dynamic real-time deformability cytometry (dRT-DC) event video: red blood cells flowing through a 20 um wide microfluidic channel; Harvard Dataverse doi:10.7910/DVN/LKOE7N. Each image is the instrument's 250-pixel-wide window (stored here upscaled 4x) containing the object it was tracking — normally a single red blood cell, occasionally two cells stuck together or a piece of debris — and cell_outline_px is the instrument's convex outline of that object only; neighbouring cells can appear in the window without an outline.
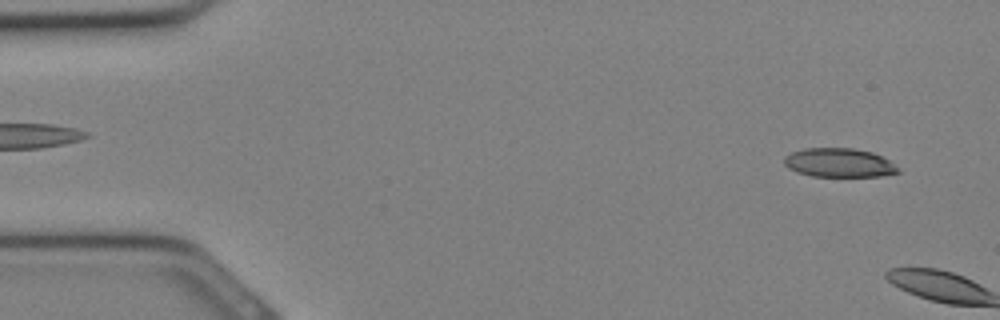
{"species": "Egyptian fruit bat (a non-hibernating species)", "species_latin": "Rousettus aegyptiacus", "temperature_condition": "cold", "stored_images_in_passage": 3, "camera_frame_rate_fps": 3000, "um_per_image_px": 0.085, "animal": {"sex": "female"}, "frame": {"image": 1, "passage_image": 2, "time_ms": 0.333, "image_size_px": [1000, 320], "cell_outline_px": [[900, 172], [880, 176], [812, 176], [796, 172], [788, 168], [784, 164], [784, 156], [792, 152], [804, 148], [852, 148], [872, 152], [888, 160], [900, 168]], "centroid_in_image_um": [71.3, 13.83], "position_along_channel_um": 13.7, "area_um2": 19.19}}